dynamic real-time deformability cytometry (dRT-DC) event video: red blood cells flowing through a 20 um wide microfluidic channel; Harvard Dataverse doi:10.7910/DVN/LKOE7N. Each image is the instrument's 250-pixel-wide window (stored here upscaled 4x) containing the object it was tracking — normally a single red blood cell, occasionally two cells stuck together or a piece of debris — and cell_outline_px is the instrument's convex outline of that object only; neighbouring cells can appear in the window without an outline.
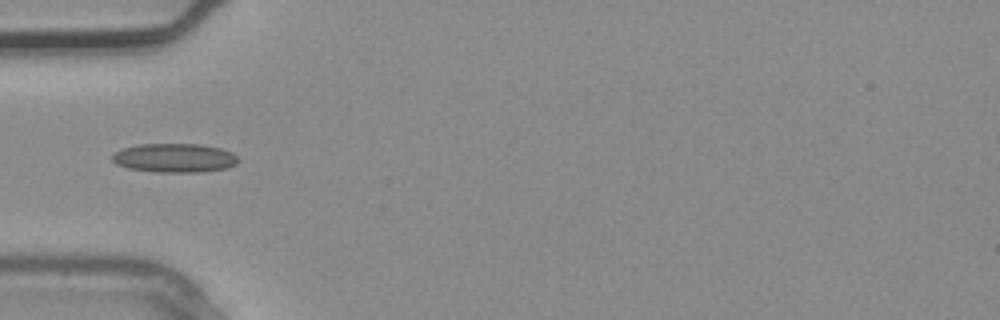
{"species": "common noctule bat (a hibernating species)", "species_latin": "Nyctalus noctula", "temperature_condition": "warm", "stored_images_in_passage": 1, "camera_frame_rate_fps": 3000, "um_per_image_px": 0.085, "animal": {"sex": "male", "body_mass_g": 20.4}, "frame": {"image": 1, "passage_image": 1, "time_ms": 0.0, "image_size_px": [1000, 320], "cell_outline_px": [[240, 160], [236, 164], [228, 168], [196, 172], [156, 172], [128, 168], [116, 164], [112, 160], [112, 156], [120, 148], [140, 144], [200, 144], [220, 148], [232, 152]], "centroid_in_image_um": [14.83, 13.42], "position_along_channel_um": 70.2, "area_um2": 21.33}}